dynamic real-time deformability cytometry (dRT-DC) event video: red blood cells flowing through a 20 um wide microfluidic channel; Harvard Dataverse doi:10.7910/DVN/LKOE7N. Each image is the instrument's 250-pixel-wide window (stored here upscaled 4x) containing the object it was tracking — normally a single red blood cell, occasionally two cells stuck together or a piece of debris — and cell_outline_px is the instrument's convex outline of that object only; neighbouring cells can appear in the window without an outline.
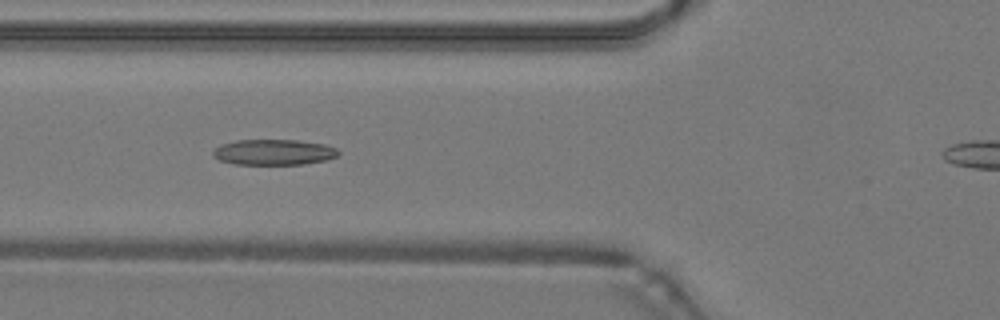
{"species": "common noctule bat (a hibernating species)", "species_latin": "Nyctalus noctula", "temperature_condition": "warm", "stored_images_in_passage": 28, "camera_frame_rate_fps": 3000, "um_per_image_px": 0.085, "animal": {"sex": "male", "body_mass_g": 19.2, "forearm_length_mm": 51.8}, "frame": {"image": 1, "passage_image": 4, "time_ms": 1.0, "image_size_px": [1000, 320], "cell_outline_px": [[340, 152], [336, 156], [324, 160], [304, 164], [236, 164], [220, 160], [212, 156], [212, 152], [220, 144], [236, 140], [296, 140], [324, 144], [336, 148]], "centroid_in_image_um": [23.24, 12.93], "position_along_channel_um": 102.6, "area_um2": 18.61}}
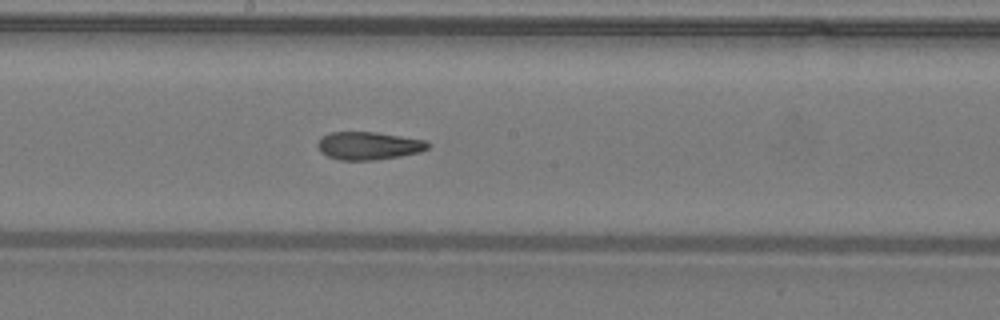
{"frame": {"image": 2, "passage_image": 12, "time_ms": 3.667, "image_size_px": [1000, 320], "cell_outline_px": [[428, 148], [420, 152], [400, 156], [372, 160], [340, 160], [328, 156], [320, 152], [316, 144], [320, 136], [332, 132], [376, 132], [424, 140], [428, 144]], "centroid_in_image_um": [31.27, 12.38], "position_along_channel_um": 216.9, "area_um2": 17.86}}
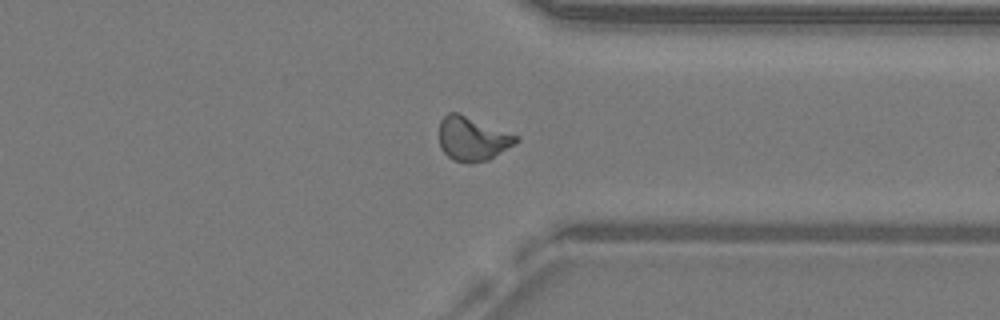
{"frame": {"image": 3, "passage_image": 23, "time_ms": 7.333, "image_size_px": [1000, 320], "cell_outline_px": [[520, 140], [516, 144], [488, 160], [472, 164], [468, 164], [452, 160], [440, 148], [440, 120], [448, 112], [456, 112], [520, 136]], "centroid_in_image_um": [40.18, 11.82], "position_along_channel_um": 371.2, "area_um2": 19.88}}